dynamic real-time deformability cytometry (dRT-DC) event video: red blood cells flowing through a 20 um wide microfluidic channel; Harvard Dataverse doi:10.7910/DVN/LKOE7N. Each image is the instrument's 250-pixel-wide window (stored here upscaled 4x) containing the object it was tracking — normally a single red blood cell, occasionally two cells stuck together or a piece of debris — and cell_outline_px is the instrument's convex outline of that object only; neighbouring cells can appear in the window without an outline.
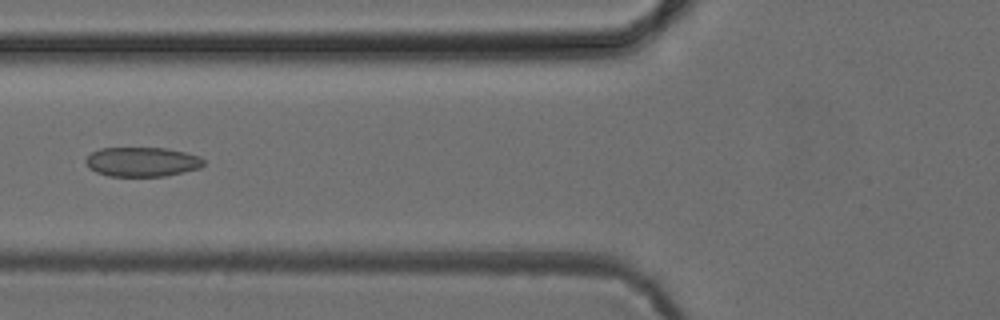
{"species": "common noctule bat (a hibernating species)", "species_latin": "Nyctalus noctula", "temperature_condition": "cold", "stored_images_in_passage": 5, "camera_frame_rate_fps": 3000, "um_per_image_px": 0.085, "animal": {"sex": "female", "body_mass_g": 24.6, "forearm_length_mm": 56.2}, "frame": {"image": 1, "passage_image": 4, "time_ms": 3.667, "image_size_px": [1000, 320], "cell_outline_px": [[204, 164], [200, 168], [164, 176], [108, 176], [96, 172], [88, 168], [84, 160], [92, 152], [100, 148], [168, 148], [200, 156], [204, 160]], "centroid_in_image_um": [12.06, 13.75], "position_along_channel_um": 113.7, "area_um2": 20.29}}
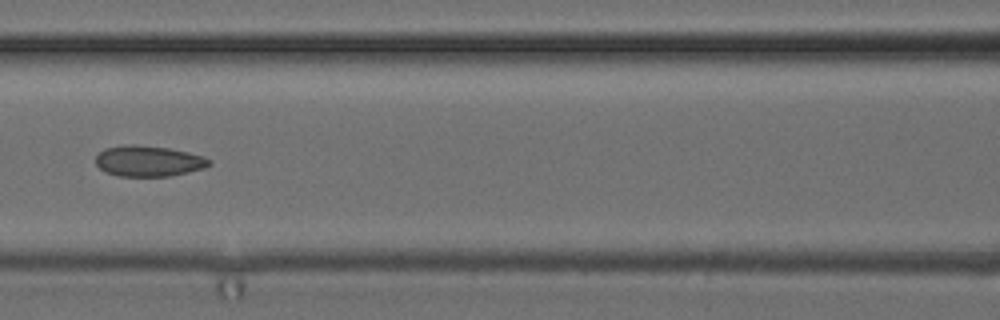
{"frame": {"image": 2, "passage_image": 5, "time_ms": 4.667, "image_size_px": [1000, 320], "cell_outline_px": [[212, 164], [204, 168], [172, 176], [120, 176], [104, 172], [96, 164], [96, 156], [104, 148], [124, 144], [132, 144], [168, 148], [188, 152], [204, 156], [212, 160]], "centroid_in_image_um": [12.63, 13.69], "position_along_channel_um": 154.0, "area_um2": 20.52}}